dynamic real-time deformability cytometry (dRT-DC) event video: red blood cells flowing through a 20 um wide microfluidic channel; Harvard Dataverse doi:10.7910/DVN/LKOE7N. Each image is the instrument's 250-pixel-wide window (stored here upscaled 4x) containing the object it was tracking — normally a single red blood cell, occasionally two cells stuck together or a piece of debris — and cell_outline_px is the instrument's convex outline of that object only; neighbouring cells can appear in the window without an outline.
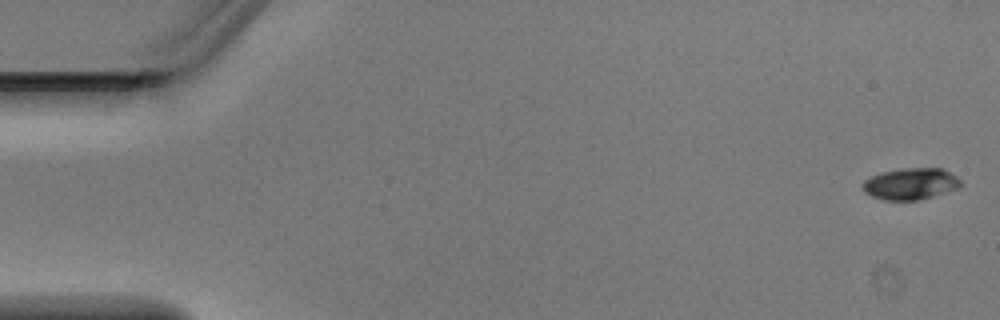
{"species": "Egyptian fruit bat (a non-hibernating species)", "species_latin": "Rousettus aegyptiacus", "temperature_condition": "warm", "stored_images_in_passage": 5, "camera_frame_rate_fps": 3000, "um_per_image_px": 0.085, "animal": {"sex": "male"}, "frame": {"image": 1, "passage_image": 1, "time_ms": 0.0, "image_size_px": [1000, 320], "cell_outline_px": [[960, 184], [956, 188], [932, 196], [916, 200], [884, 200], [872, 196], [864, 192], [860, 188], [860, 184], [864, 180], [880, 172], [904, 168], [940, 168], [956, 176], [960, 180]], "centroid_in_image_um": [77.31, 15.62], "position_along_channel_um": 7.7, "area_um2": 17.86}}
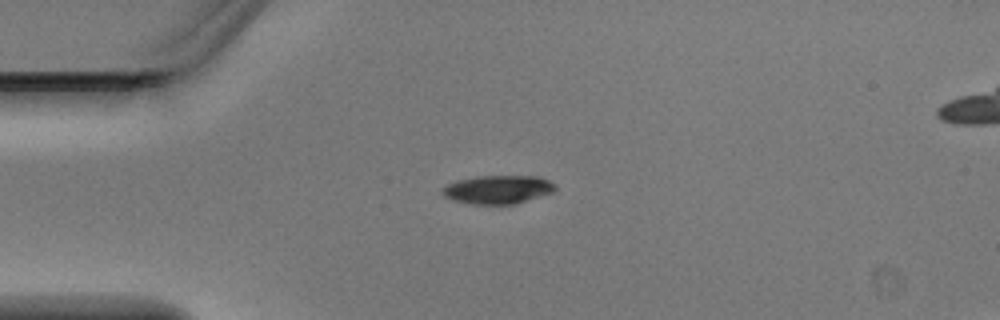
{"frame": {"image": 2, "passage_image": 4, "time_ms": 1.0, "image_size_px": [1000, 320], "cell_outline_px": [[556, 188], [552, 192], [516, 204], [468, 204], [452, 200], [444, 196], [440, 192], [448, 184], [456, 180], [476, 176], [540, 176], [556, 184]], "centroid_in_image_um": [42.31, 16.11], "position_along_channel_um": 42.7, "area_um2": 18.84}}
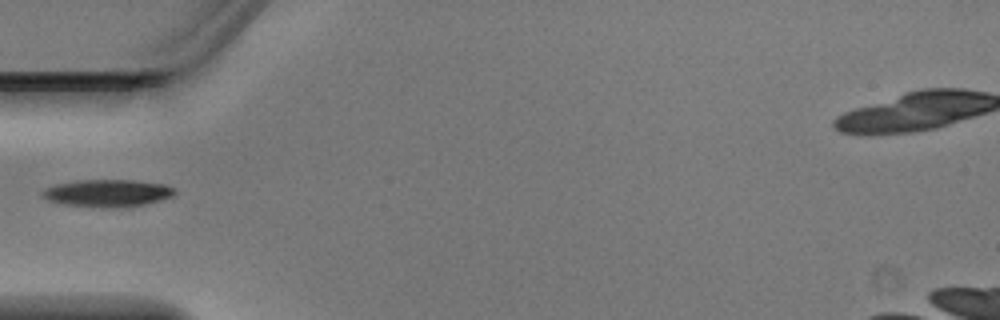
{"frame": {"image": 3, "passage_image": 5, "time_ms": 1.333, "image_size_px": [1000, 320], "cell_outline_px": [[176, 192], [172, 196], [160, 200], [132, 208], [116, 208], [64, 204], [48, 200], [44, 196], [44, 188], [56, 184], [80, 180], [132, 180], [164, 184], [172, 188]], "centroid_in_image_um": [9.18, 16.42], "position_along_channel_um": 75.8, "area_um2": 20.92}}